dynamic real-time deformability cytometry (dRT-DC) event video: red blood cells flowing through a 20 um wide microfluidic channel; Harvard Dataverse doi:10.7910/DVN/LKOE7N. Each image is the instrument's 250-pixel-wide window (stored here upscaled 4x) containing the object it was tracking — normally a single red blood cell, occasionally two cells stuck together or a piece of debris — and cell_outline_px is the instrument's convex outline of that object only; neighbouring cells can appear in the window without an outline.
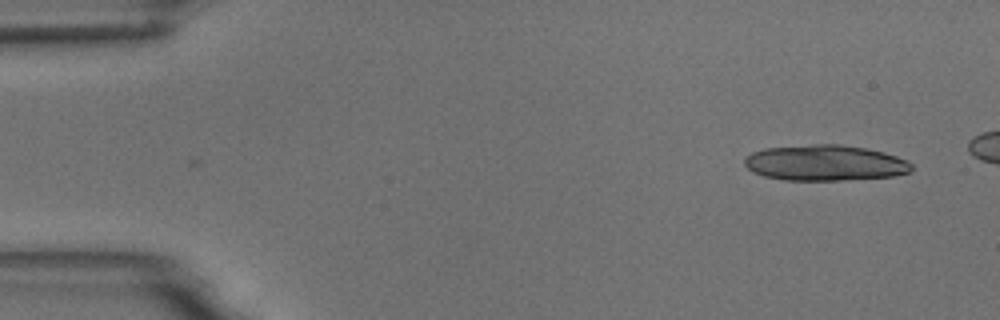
{"species": "common noctule bat (a hibernating species)", "species_latin": "Nyctalus noctula", "temperature_condition": "room temperature", "stored_images_in_passage": 2, "camera_frame_rate_fps": 3000, "um_per_image_px": 0.085, "animal": {"sex": "male", "body_mass_g": 18.8}, "frame": {"image": 1, "passage_image": 1, "time_ms": 0.0, "image_size_px": [1000, 320], "cell_outline_px": [[912, 168], [908, 172], [892, 176], [840, 180], [784, 180], [764, 176], [752, 172], [744, 164], [744, 156], [752, 152], [764, 148], [812, 144], [840, 144], [864, 148], [884, 152], [908, 160], [912, 164]], "centroid_in_image_um": [70.08, 13.84], "position_along_channel_um": 14.9, "area_um2": 34.85}}